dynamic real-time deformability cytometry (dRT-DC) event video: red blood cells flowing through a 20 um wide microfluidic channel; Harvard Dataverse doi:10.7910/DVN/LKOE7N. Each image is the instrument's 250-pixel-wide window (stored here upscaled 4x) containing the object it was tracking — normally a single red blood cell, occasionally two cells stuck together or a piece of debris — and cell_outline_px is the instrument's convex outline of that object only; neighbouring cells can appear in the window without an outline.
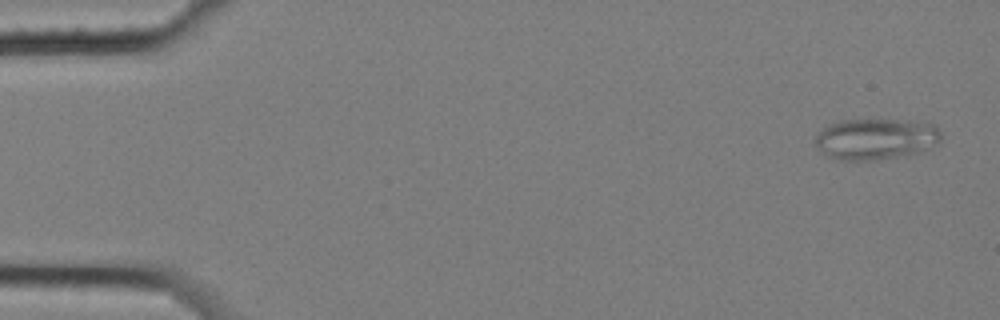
{"species": "common noctule bat (a hibernating species)", "species_latin": "Nyctalus noctula", "temperature_condition": "cold", "stored_images_in_passage": 5, "camera_frame_rate_fps": 3000, "um_per_image_px": 0.085, "animal": {"sex": "female", "body_mass_g": 25.1}, "frame": {"image": 1, "passage_image": 1, "time_ms": 0.0, "image_size_px": [1000, 320], "cell_outline_px": [[940, 140], [920, 152], [908, 156], [880, 160], [840, 160], [828, 156], [816, 144], [816, 136], [828, 124], [840, 120], [916, 120], [936, 124], [940, 132]], "centroid_in_image_um": [74.49, 11.81], "position_along_channel_um": 10.5, "area_um2": 30.29}}